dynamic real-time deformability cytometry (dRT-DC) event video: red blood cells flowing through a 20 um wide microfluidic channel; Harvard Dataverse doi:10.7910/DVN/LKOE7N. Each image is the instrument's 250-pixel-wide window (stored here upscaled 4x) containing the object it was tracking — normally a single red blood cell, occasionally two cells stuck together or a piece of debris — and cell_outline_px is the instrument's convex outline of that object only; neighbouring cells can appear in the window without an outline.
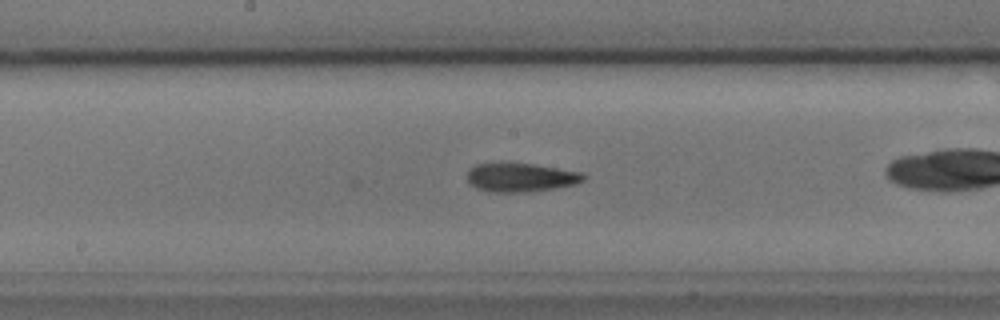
{"species": "common noctule bat (a hibernating species)", "species_latin": "Nyctalus noctula", "temperature_condition": "cold", "stored_images_in_passage": 18, "camera_frame_rate_fps": 3000, "um_per_image_px": 0.085, "animal": {"sex": "male", "body_mass_g": 17.9, "forearm_length_mm": 54.2}, "frame": {"image": 1, "passage_image": 9, "time_ms": 2.667, "image_size_px": [1000, 320], "cell_outline_px": [[588, 176], [584, 180], [576, 184], [552, 188], [520, 192], [492, 192], [476, 188], [468, 180], [468, 172], [476, 164], [500, 160], [536, 164], [584, 172]], "centroid_in_image_um": [44.28, 15.02], "position_along_channel_um": 203.9, "area_um2": 20.06}}